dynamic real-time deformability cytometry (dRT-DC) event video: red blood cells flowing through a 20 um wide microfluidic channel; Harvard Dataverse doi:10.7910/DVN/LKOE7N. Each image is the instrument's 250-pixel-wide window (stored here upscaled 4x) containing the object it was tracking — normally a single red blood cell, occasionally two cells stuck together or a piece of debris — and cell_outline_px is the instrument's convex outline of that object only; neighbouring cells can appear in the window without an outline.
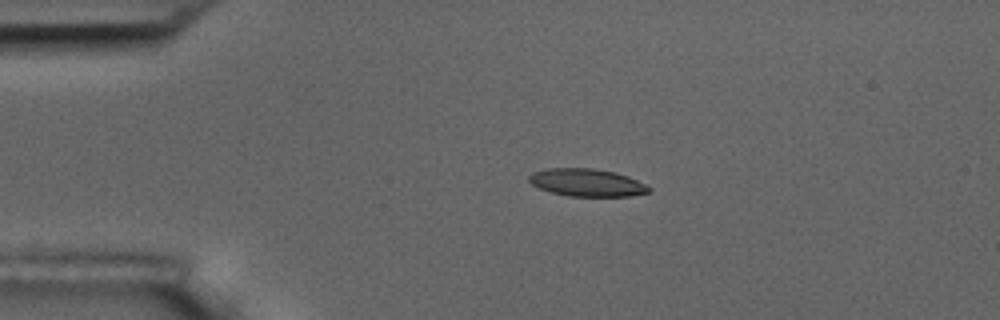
{"species": "common noctule bat (a hibernating species)", "species_latin": "Nyctalus noctula", "temperature_condition": "room temperature", "stored_images_in_passage": 5, "camera_frame_rate_fps": 3000, "um_per_image_px": 0.085, "animal": {"sex": "male", "body_mass_g": 17.5, "forearm_length_mm": 52.3}, "frame": {"image": 1, "passage_image": 4, "time_ms": 3.333, "image_size_px": [1000, 320], "cell_outline_px": [[652, 188], [648, 192], [632, 196], [568, 196], [552, 192], [540, 188], [532, 184], [528, 180], [528, 176], [532, 172], [548, 168], [592, 168], [612, 172], [628, 176]], "centroid_in_image_um": [49.86, 15.52], "position_along_channel_um": 35.1, "area_um2": 19.13}}